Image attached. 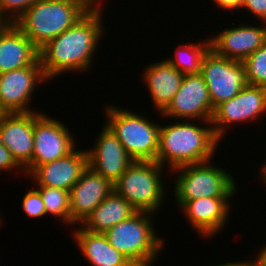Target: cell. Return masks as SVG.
<instances>
[{
    "label": "cell",
    "instance_id": "1",
    "mask_svg": "<svg viewBox=\"0 0 266 266\" xmlns=\"http://www.w3.org/2000/svg\"><path fill=\"white\" fill-rule=\"evenodd\" d=\"M103 6H93L66 31L39 50L45 77L50 80L63 72L86 71L104 33Z\"/></svg>",
    "mask_w": 266,
    "mask_h": 266
},
{
    "label": "cell",
    "instance_id": "2",
    "mask_svg": "<svg viewBox=\"0 0 266 266\" xmlns=\"http://www.w3.org/2000/svg\"><path fill=\"white\" fill-rule=\"evenodd\" d=\"M218 142L211 121H207L206 127H198L192 120L160 125L156 162L164 168L168 163L171 171L207 162L213 158Z\"/></svg>",
    "mask_w": 266,
    "mask_h": 266
},
{
    "label": "cell",
    "instance_id": "3",
    "mask_svg": "<svg viewBox=\"0 0 266 266\" xmlns=\"http://www.w3.org/2000/svg\"><path fill=\"white\" fill-rule=\"evenodd\" d=\"M92 7L86 0H36L15 25L40 50Z\"/></svg>",
    "mask_w": 266,
    "mask_h": 266
},
{
    "label": "cell",
    "instance_id": "4",
    "mask_svg": "<svg viewBox=\"0 0 266 266\" xmlns=\"http://www.w3.org/2000/svg\"><path fill=\"white\" fill-rule=\"evenodd\" d=\"M152 214L137 211L104 233L110 245L125 255L134 266H151L164 245V240L156 235L158 233L149 216Z\"/></svg>",
    "mask_w": 266,
    "mask_h": 266
},
{
    "label": "cell",
    "instance_id": "5",
    "mask_svg": "<svg viewBox=\"0 0 266 266\" xmlns=\"http://www.w3.org/2000/svg\"><path fill=\"white\" fill-rule=\"evenodd\" d=\"M109 106V107H108ZM106 125L134 161H156L160 125L142 115L108 105Z\"/></svg>",
    "mask_w": 266,
    "mask_h": 266
},
{
    "label": "cell",
    "instance_id": "6",
    "mask_svg": "<svg viewBox=\"0 0 266 266\" xmlns=\"http://www.w3.org/2000/svg\"><path fill=\"white\" fill-rule=\"evenodd\" d=\"M210 164V161H207L172 170L178 176L173 188L178 206L181 207L185 202L198 198L234 197L237 184L231 174Z\"/></svg>",
    "mask_w": 266,
    "mask_h": 266
},
{
    "label": "cell",
    "instance_id": "7",
    "mask_svg": "<svg viewBox=\"0 0 266 266\" xmlns=\"http://www.w3.org/2000/svg\"><path fill=\"white\" fill-rule=\"evenodd\" d=\"M164 169L156 161H134L113 184L114 191L137 211L154 213L165 194L160 178Z\"/></svg>",
    "mask_w": 266,
    "mask_h": 266
},
{
    "label": "cell",
    "instance_id": "8",
    "mask_svg": "<svg viewBox=\"0 0 266 266\" xmlns=\"http://www.w3.org/2000/svg\"><path fill=\"white\" fill-rule=\"evenodd\" d=\"M74 136L61 121L34 111L33 157L24 169L27 177L38 166L65 157L76 147Z\"/></svg>",
    "mask_w": 266,
    "mask_h": 266
},
{
    "label": "cell",
    "instance_id": "9",
    "mask_svg": "<svg viewBox=\"0 0 266 266\" xmlns=\"http://www.w3.org/2000/svg\"><path fill=\"white\" fill-rule=\"evenodd\" d=\"M200 74L205 80L214 109L232 99L248 84L243 62L221 57L211 49L202 59Z\"/></svg>",
    "mask_w": 266,
    "mask_h": 266
},
{
    "label": "cell",
    "instance_id": "10",
    "mask_svg": "<svg viewBox=\"0 0 266 266\" xmlns=\"http://www.w3.org/2000/svg\"><path fill=\"white\" fill-rule=\"evenodd\" d=\"M264 113L266 114V87L247 84L236 96L214 109L211 120L213 131L221 140L231 124L256 121Z\"/></svg>",
    "mask_w": 266,
    "mask_h": 266
},
{
    "label": "cell",
    "instance_id": "11",
    "mask_svg": "<svg viewBox=\"0 0 266 266\" xmlns=\"http://www.w3.org/2000/svg\"><path fill=\"white\" fill-rule=\"evenodd\" d=\"M214 108L209 90L200 73L184 75L180 88L167 108L161 113L167 118L178 120L211 121Z\"/></svg>",
    "mask_w": 266,
    "mask_h": 266
},
{
    "label": "cell",
    "instance_id": "12",
    "mask_svg": "<svg viewBox=\"0 0 266 266\" xmlns=\"http://www.w3.org/2000/svg\"><path fill=\"white\" fill-rule=\"evenodd\" d=\"M42 65L26 66L0 74V104L9 113H29L36 85L46 82ZM37 83V84H36Z\"/></svg>",
    "mask_w": 266,
    "mask_h": 266
},
{
    "label": "cell",
    "instance_id": "13",
    "mask_svg": "<svg viewBox=\"0 0 266 266\" xmlns=\"http://www.w3.org/2000/svg\"><path fill=\"white\" fill-rule=\"evenodd\" d=\"M96 141L91 150L86 149L89 167L114 184L134 160L106 125Z\"/></svg>",
    "mask_w": 266,
    "mask_h": 266
},
{
    "label": "cell",
    "instance_id": "14",
    "mask_svg": "<svg viewBox=\"0 0 266 266\" xmlns=\"http://www.w3.org/2000/svg\"><path fill=\"white\" fill-rule=\"evenodd\" d=\"M113 190L109 180L88 166L69 191L71 225L81 224Z\"/></svg>",
    "mask_w": 266,
    "mask_h": 266
},
{
    "label": "cell",
    "instance_id": "15",
    "mask_svg": "<svg viewBox=\"0 0 266 266\" xmlns=\"http://www.w3.org/2000/svg\"><path fill=\"white\" fill-rule=\"evenodd\" d=\"M209 40L215 54L243 62L266 43V25L228 27Z\"/></svg>",
    "mask_w": 266,
    "mask_h": 266
},
{
    "label": "cell",
    "instance_id": "16",
    "mask_svg": "<svg viewBox=\"0 0 266 266\" xmlns=\"http://www.w3.org/2000/svg\"><path fill=\"white\" fill-rule=\"evenodd\" d=\"M86 150L76 148L65 157L38 165L30 174L37 186H47L70 191L88 168Z\"/></svg>",
    "mask_w": 266,
    "mask_h": 266
},
{
    "label": "cell",
    "instance_id": "17",
    "mask_svg": "<svg viewBox=\"0 0 266 266\" xmlns=\"http://www.w3.org/2000/svg\"><path fill=\"white\" fill-rule=\"evenodd\" d=\"M34 112L9 113L0 124V141L24 170L33 157Z\"/></svg>",
    "mask_w": 266,
    "mask_h": 266
},
{
    "label": "cell",
    "instance_id": "18",
    "mask_svg": "<svg viewBox=\"0 0 266 266\" xmlns=\"http://www.w3.org/2000/svg\"><path fill=\"white\" fill-rule=\"evenodd\" d=\"M31 65H41L39 49L15 24L0 25V74Z\"/></svg>",
    "mask_w": 266,
    "mask_h": 266
},
{
    "label": "cell",
    "instance_id": "19",
    "mask_svg": "<svg viewBox=\"0 0 266 266\" xmlns=\"http://www.w3.org/2000/svg\"><path fill=\"white\" fill-rule=\"evenodd\" d=\"M231 198H198L185 202L180 209L198 234L208 238L221 231L229 219ZM206 236V237H205Z\"/></svg>",
    "mask_w": 266,
    "mask_h": 266
},
{
    "label": "cell",
    "instance_id": "20",
    "mask_svg": "<svg viewBox=\"0 0 266 266\" xmlns=\"http://www.w3.org/2000/svg\"><path fill=\"white\" fill-rule=\"evenodd\" d=\"M144 72V83L150 91L152 104L162 113L179 90L184 74L166 59L149 64Z\"/></svg>",
    "mask_w": 266,
    "mask_h": 266
},
{
    "label": "cell",
    "instance_id": "21",
    "mask_svg": "<svg viewBox=\"0 0 266 266\" xmlns=\"http://www.w3.org/2000/svg\"><path fill=\"white\" fill-rule=\"evenodd\" d=\"M78 229L75 228L73 233L74 240L91 266H134L125 255L110 245L103 233H92L80 226Z\"/></svg>",
    "mask_w": 266,
    "mask_h": 266
},
{
    "label": "cell",
    "instance_id": "22",
    "mask_svg": "<svg viewBox=\"0 0 266 266\" xmlns=\"http://www.w3.org/2000/svg\"><path fill=\"white\" fill-rule=\"evenodd\" d=\"M137 210L114 190L81 223L92 233H105L117 223L130 218Z\"/></svg>",
    "mask_w": 266,
    "mask_h": 266
},
{
    "label": "cell",
    "instance_id": "23",
    "mask_svg": "<svg viewBox=\"0 0 266 266\" xmlns=\"http://www.w3.org/2000/svg\"><path fill=\"white\" fill-rule=\"evenodd\" d=\"M196 43L180 44L176 49L175 58H165L179 72L186 74H198L204 55L210 49V40ZM181 46V47H180Z\"/></svg>",
    "mask_w": 266,
    "mask_h": 266
},
{
    "label": "cell",
    "instance_id": "24",
    "mask_svg": "<svg viewBox=\"0 0 266 266\" xmlns=\"http://www.w3.org/2000/svg\"><path fill=\"white\" fill-rule=\"evenodd\" d=\"M36 187L43 200L46 214L54 215L62 223L71 225L69 191L47 186Z\"/></svg>",
    "mask_w": 266,
    "mask_h": 266
},
{
    "label": "cell",
    "instance_id": "25",
    "mask_svg": "<svg viewBox=\"0 0 266 266\" xmlns=\"http://www.w3.org/2000/svg\"><path fill=\"white\" fill-rule=\"evenodd\" d=\"M248 84L266 87V43L244 61Z\"/></svg>",
    "mask_w": 266,
    "mask_h": 266
},
{
    "label": "cell",
    "instance_id": "26",
    "mask_svg": "<svg viewBox=\"0 0 266 266\" xmlns=\"http://www.w3.org/2000/svg\"><path fill=\"white\" fill-rule=\"evenodd\" d=\"M36 0H0V25L15 24Z\"/></svg>",
    "mask_w": 266,
    "mask_h": 266
},
{
    "label": "cell",
    "instance_id": "27",
    "mask_svg": "<svg viewBox=\"0 0 266 266\" xmlns=\"http://www.w3.org/2000/svg\"><path fill=\"white\" fill-rule=\"evenodd\" d=\"M21 206L28 217L40 218L47 215L40 192L35 188L25 194Z\"/></svg>",
    "mask_w": 266,
    "mask_h": 266
},
{
    "label": "cell",
    "instance_id": "28",
    "mask_svg": "<svg viewBox=\"0 0 266 266\" xmlns=\"http://www.w3.org/2000/svg\"><path fill=\"white\" fill-rule=\"evenodd\" d=\"M250 11L255 17L259 18L262 22L266 23V0H244L242 9Z\"/></svg>",
    "mask_w": 266,
    "mask_h": 266
},
{
    "label": "cell",
    "instance_id": "29",
    "mask_svg": "<svg viewBox=\"0 0 266 266\" xmlns=\"http://www.w3.org/2000/svg\"><path fill=\"white\" fill-rule=\"evenodd\" d=\"M21 169L18 163L14 160L11 152L0 141V171H11V169Z\"/></svg>",
    "mask_w": 266,
    "mask_h": 266
},
{
    "label": "cell",
    "instance_id": "30",
    "mask_svg": "<svg viewBox=\"0 0 266 266\" xmlns=\"http://www.w3.org/2000/svg\"><path fill=\"white\" fill-rule=\"evenodd\" d=\"M214 3H216V5H218V7L223 8L224 9H230L234 10V9H242V6L244 4V0H213Z\"/></svg>",
    "mask_w": 266,
    "mask_h": 266
},
{
    "label": "cell",
    "instance_id": "31",
    "mask_svg": "<svg viewBox=\"0 0 266 266\" xmlns=\"http://www.w3.org/2000/svg\"><path fill=\"white\" fill-rule=\"evenodd\" d=\"M259 253L260 254L257 255L256 260H253L254 265L255 266H266V246Z\"/></svg>",
    "mask_w": 266,
    "mask_h": 266
},
{
    "label": "cell",
    "instance_id": "32",
    "mask_svg": "<svg viewBox=\"0 0 266 266\" xmlns=\"http://www.w3.org/2000/svg\"><path fill=\"white\" fill-rule=\"evenodd\" d=\"M212 266H255L254 265V261H252L251 259L249 260V261H243V262H241V261H237V262H226V263H224V264H218V265H212Z\"/></svg>",
    "mask_w": 266,
    "mask_h": 266
},
{
    "label": "cell",
    "instance_id": "33",
    "mask_svg": "<svg viewBox=\"0 0 266 266\" xmlns=\"http://www.w3.org/2000/svg\"><path fill=\"white\" fill-rule=\"evenodd\" d=\"M8 114L9 112L0 104V124Z\"/></svg>",
    "mask_w": 266,
    "mask_h": 266
},
{
    "label": "cell",
    "instance_id": "34",
    "mask_svg": "<svg viewBox=\"0 0 266 266\" xmlns=\"http://www.w3.org/2000/svg\"><path fill=\"white\" fill-rule=\"evenodd\" d=\"M260 170H261V177H262L263 182H265L264 183L265 185L266 184V162L263 163L262 168H260Z\"/></svg>",
    "mask_w": 266,
    "mask_h": 266
},
{
    "label": "cell",
    "instance_id": "35",
    "mask_svg": "<svg viewBox=\"0 0 266 266\" xmlns=\"http://www.w3.org/2000/svg\"><path fill=\"white\" fill-rule=\"evenodd\" d=\"M91 6H101L102 5V0H86Z\"/></svg>",
    "mask_w": 266,
    "mask_h": 266
}]
</instances>
